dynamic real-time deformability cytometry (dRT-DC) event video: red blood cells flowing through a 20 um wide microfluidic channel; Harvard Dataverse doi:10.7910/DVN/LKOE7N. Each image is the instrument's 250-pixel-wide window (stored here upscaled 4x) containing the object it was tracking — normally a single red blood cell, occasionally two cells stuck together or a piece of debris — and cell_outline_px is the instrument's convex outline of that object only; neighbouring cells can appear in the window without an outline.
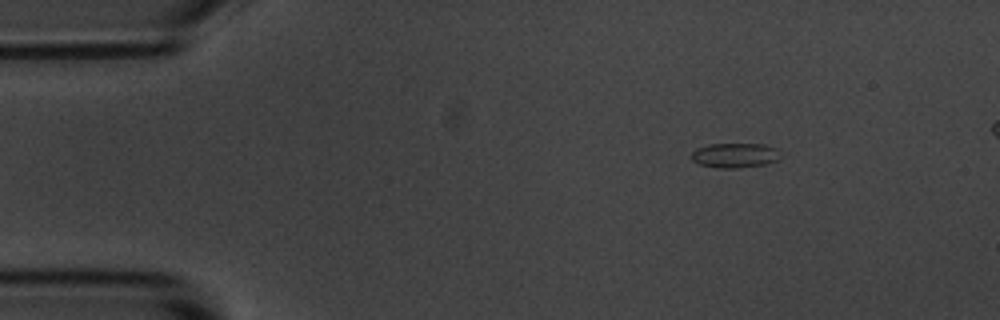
{"species": "common noctule bat (a hibernating species)", "species_latin": "Nyctalus noctula", "temperature_condition": "room temperature", "stored_images_in_passage": 6, "segment_of_instrument_passage": [2, 2], "camera_frame_rate_fps": 3000, "um_per_image_px": 0.085, "animal": {"sex": "male", "body_mass_g": 20.1, "forearm_length_mm": 53.5}, "frame": {"image": 1, "passage_image": 6, "time_ms": 6.667, "image_size_px": [1000, 320], "cell_outline_px": [[780, 156], [776, 160], [768, 164], [740, 168], [716, 168], [700, 164], [692, 160], [692, 152], [696, 148], [708, 144], [764, 144], [776, 148]], "centroid_in_image_um": [62.46, 13.21], "position_along_channel_um": 22.5, "area_um2": 12.89}}